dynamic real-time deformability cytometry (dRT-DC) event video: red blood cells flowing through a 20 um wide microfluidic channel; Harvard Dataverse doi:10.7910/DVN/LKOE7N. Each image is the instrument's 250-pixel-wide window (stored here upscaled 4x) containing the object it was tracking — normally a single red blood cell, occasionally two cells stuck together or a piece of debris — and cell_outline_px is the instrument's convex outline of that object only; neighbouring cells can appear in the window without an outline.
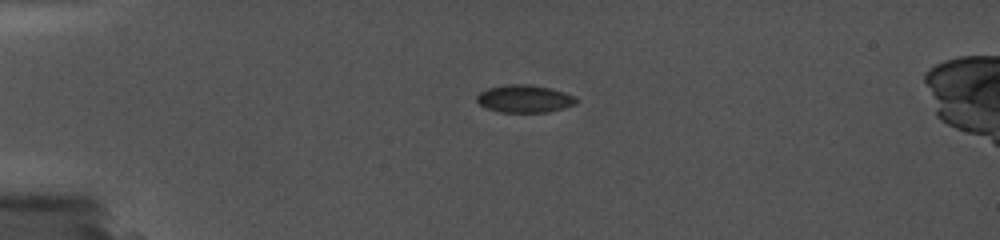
{"species": "common noctule bat (a hibernating species)", "species_latin": "Nyctalus noctula", "temperature_condition": "cold", "stored_images_in_passage": 6, "camera_frame_rate_fps": 5000, "um_per_image_px": 0.085, "animal": {"sex": "female", "body_mass_g": 19.0, "forearm_length_mm": 56.7}, "frame": {"image": 1, "passage_image": 4, "time_ms": 1.0, "image_size_px": [1000, 240], "cell_outline_px": [[572, 100], [568, 104], [556, 108], [540, 112], [504, 112], [488, 108], [480, 104], [480, 96], [484, 92], [492, 88], [544, 88], [556, 92]], "centroid_in_image_um": [44.42, 8.48], "position_along_channel_um": 40.6, "area_um2": 12.95}}